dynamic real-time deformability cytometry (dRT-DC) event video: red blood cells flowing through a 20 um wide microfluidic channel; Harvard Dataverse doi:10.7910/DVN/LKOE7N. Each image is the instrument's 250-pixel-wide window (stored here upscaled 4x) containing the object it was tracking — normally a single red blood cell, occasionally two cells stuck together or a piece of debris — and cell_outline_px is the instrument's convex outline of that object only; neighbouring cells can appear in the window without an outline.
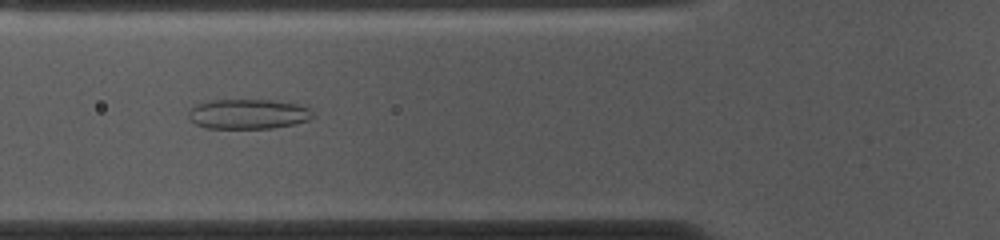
{"species": "common noctule bat (a hibernating species)", "species_latin": "Nyctalus noctula", "temperature_condition": "cold", "stored_images_in_passage": 52, "camera_frame_rate_fps": 3000, "um_per_image_px": 0.085, "animal": {"sex": "female", "body_mass_g": 10.0, "forearm_length_mm": 53.1}, "frame": {"image": 1, "passage_image": 18, "time_ms": 5.667, "image_size_px": [1000, 240], "cell_outline_px": [[316, 116], [308, 120], [292, 124], [272, 128], [204, 128], [188, 120], [188, 112], [192, 108], [208, 100], [272, 100], [296, 104], [312, 108]], "centroid_in_image_um": [21.11, 9.69], "position_along_channel_um": 104.7, "area_um2": 21.73}}
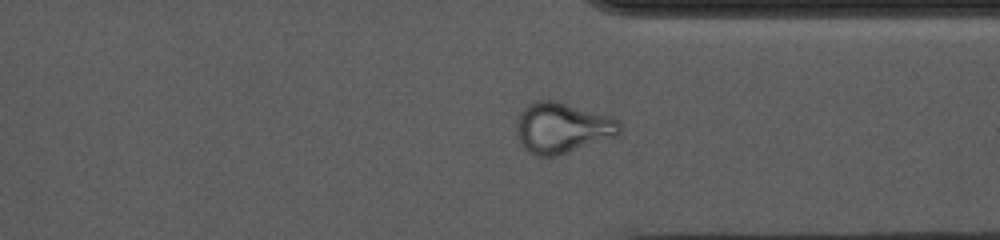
{"frame": {"image": 2, "passage_image": 39, "time_ms": 12.667, "image_size_px": [1000, 240], "cell_outline_px": [[620, 132], [616, 136], [556, 156], [536, 156], [528, 152], [520, 144], [516, 136], [516, 124], [520, 112], [532, 100], [556, 100], [612, 116], [620, 120]], "centroid_in_image_um": [47.76, 10.85], "position_along_channel_um": 363.6, "area_um2": 30.75}}
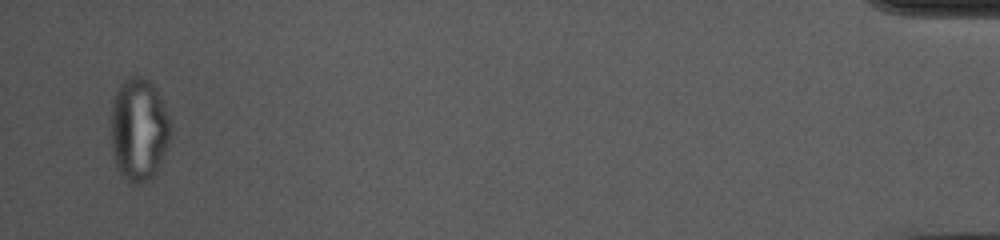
{"frame": {"image": 3, "passage_image": 51, "time_ms": 16.667, "image_size_px": [1000, 240], "cell_outline_px": [[172, 132], [156, 172], [148, 180], [136, 184], [132, 184], [120, 172], [116, 164], [112, 152], [112, 100], [124, 76], [140, 76], [148, 80], [156, 88], [168, 116], [172, 128]], "centroid_in_image_um": [11.8, 10.97], "position_along_channel_um": 423.4, "area_um2": 35.55}, "authors_computed_cell_mechanics": {"area_um2": 27.5706, "velocity_mm_per_s": 3.7154, "shape_relaxation_time_tau1_ms": null, "shape_relaxation_time_tau2_ms": 1.5692, "deformation_change_tau1": null, "deformation_change_tau2": 0.0824}}